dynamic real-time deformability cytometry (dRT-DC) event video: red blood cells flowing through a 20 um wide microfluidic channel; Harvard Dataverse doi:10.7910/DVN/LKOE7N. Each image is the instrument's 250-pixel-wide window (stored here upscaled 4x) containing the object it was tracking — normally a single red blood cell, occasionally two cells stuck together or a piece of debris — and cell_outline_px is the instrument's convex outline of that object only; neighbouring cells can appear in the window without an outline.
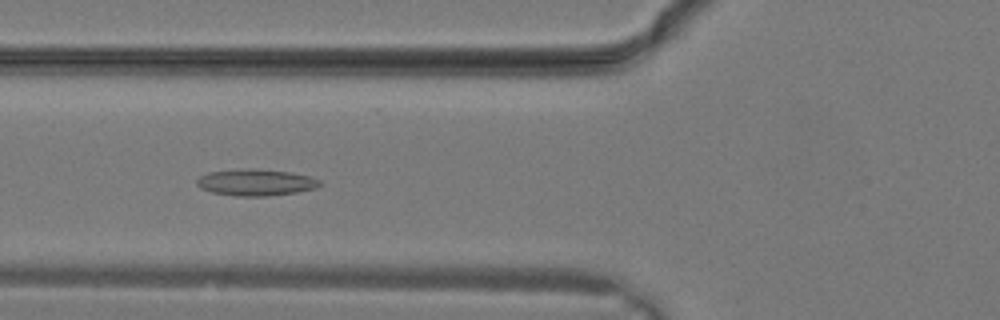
{"species": "common noctule bat (a hibernating species)", "species_latin": "Nyctalus noctula", "temperature_condition": "warm", "stored_images_in_passage": 30, "camera_frame_rate_fps": 3000, "um_per_image_px": 0.085, "animal": {"sex": "male", "body_mass_g": 19.2, "forearm_length_mm": 51.8}, "frame": {"image": 1, "passage_image": 12, "time_ms": 3.667, "image_size_px": [1000, 320], "cell_outline_px": [[320, 184], [316, 188], [296, 192], [268, 196], [236, 196], [212, 192], [200, 188], [196, 184], [196, 180], [200, 176], [208, 172], [248, 168], [252, 168], [288, 172], [308, 176], [320, 180]], "centroid_in_image_um": [21.7, 15.5], "position_along_channel_um": 104.1, "area_um2": 18.9}}
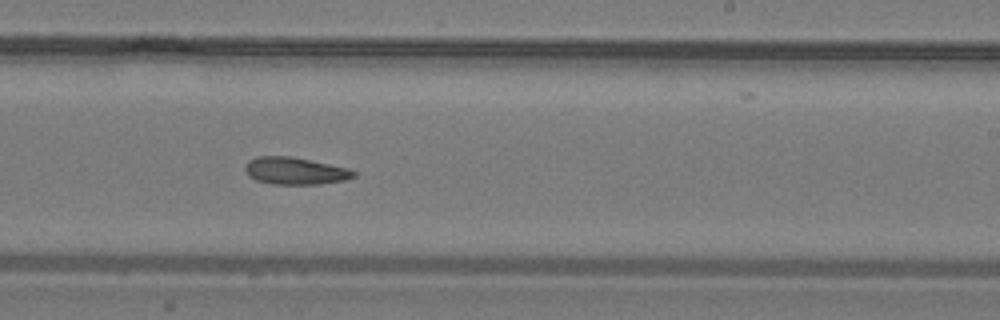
{"frame": {"image": 2, "passage_image": 19, "time_ms": 6.0, "image_size_px": [1000, 320], "cell_outline_px": [[356, 176], [344, 180], [320, 184], [272, 184], [256, 180], [248, 176], [244, 168], [248, 160], [256, 156], [292, 156], [348, 168], [356, 172]], "centroid_in_image_um": [25.06, 14.52], "position_along_channel_um": 263.9, "area_um2": 17.28}}
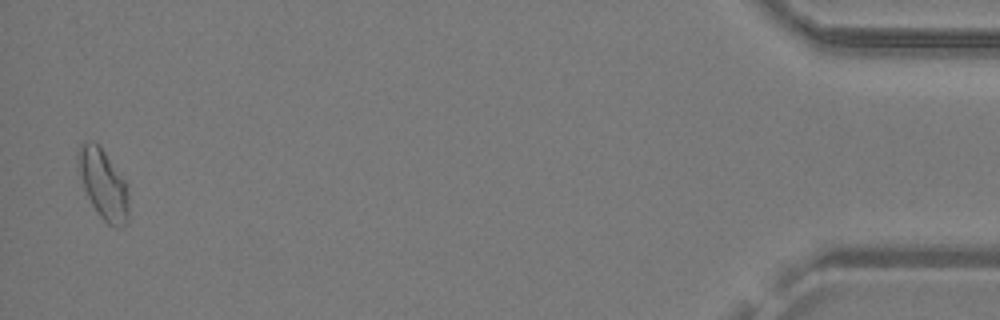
{"frame": {"image": 3, "passage_image": 30, "time_ms": 9.667, "image_size_px": [1000, 320], "cell_outline_px": [[128, 220], [120, 228], [116, 228], [108, 224], [100, 216], [92, 204], [84, 188], [76, 168], [76, 152], [80, 144], [84, 140], [92, 140], [104, 152], [124, 180], [128, 192]], "centroid_in_image_um": [8.73, 15.63], "position_along_channel_um": 426.5, "area_um2": 20.58}}